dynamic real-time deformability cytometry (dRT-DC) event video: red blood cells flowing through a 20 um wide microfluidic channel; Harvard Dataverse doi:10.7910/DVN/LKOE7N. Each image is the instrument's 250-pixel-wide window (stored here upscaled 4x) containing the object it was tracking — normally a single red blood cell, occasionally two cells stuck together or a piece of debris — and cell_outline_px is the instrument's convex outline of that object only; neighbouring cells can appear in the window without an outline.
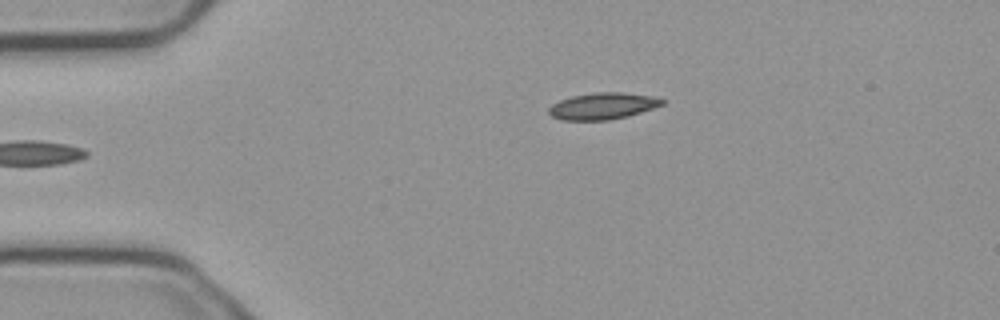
{"species": "common noctule bat (a hibernating species)", "species_latin": "Nyctalus noctula", "temperature_condition": "cold", "stored_images_in_passage": 3, "camera_frame_rate_fps": 3000, "um_per_image_px": 0.085, "animal": {"sex": "male", "body_mass_g": 23.1, "forearm_length_mm": 52.7}, "frame": {"image": 1, "passage_image": 3, "time_ms": 0.667, "image_size_px": [1000, 320], "cell_outline_px": [[668, 100], [664, 104], [628, 116], [608, 120], [560, 120], [552, 116], [548, 112], [548, 108], [552, 104], [560, 100], [572, 96], [596, 92], [624, 92], [652, 96]], "centroid_in_image_um": [51.24, 9.01], "position_along_channel_um": 33.8, "area_um2": 17.63}}